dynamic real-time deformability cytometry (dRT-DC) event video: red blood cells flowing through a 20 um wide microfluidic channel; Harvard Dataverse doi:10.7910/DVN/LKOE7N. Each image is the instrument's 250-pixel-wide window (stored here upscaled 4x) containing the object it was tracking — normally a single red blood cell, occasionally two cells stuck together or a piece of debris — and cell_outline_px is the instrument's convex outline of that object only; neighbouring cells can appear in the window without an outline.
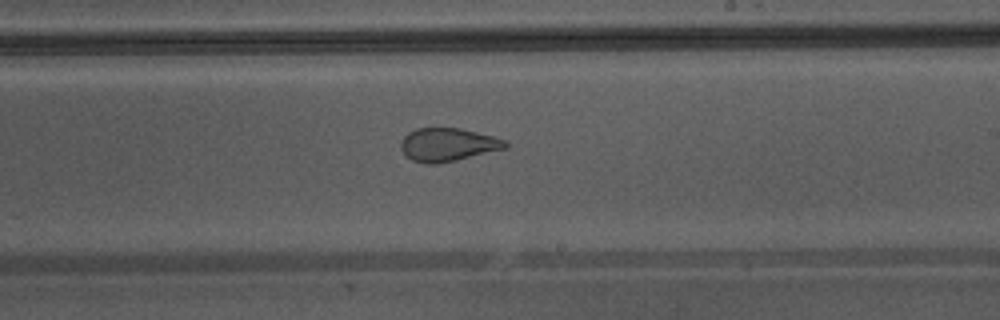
{"species": "Egyptian fruit bat (a non-hibernating species)", "species_latin": "Rousettus aegyptiacus", "temperature_condition": "warm", "stored_images_in_passage": 43, "camera_frame_rate_fps": 3000, "um_per_image_px": 0.085, "animal": {"sex": "male"}, "frame": {"image": 1, "passage_image": 25, "time_ms": 8.0, "image_size_px": [1000, 320], "cell_outline_px": [[508, 144], [504, 148], [456, 160], [436, 164], [428, 164], [412, 160], [400, 148], [400, 144], [404, 136], [408, 132], [416, 128], [460, 128], [508, 140]], "centroid_in_image_um": [38.04, 12.29], "position_along_channel_um": 251.0, "area_um2": 20.0}, "authors_computed_cell_mechanics": {"area_um2": 25.432, "velocity_mm_per_s": 4.3775, "shape_relaxation_time_tau1_ms": null, "shape_relaxation_time_tau2_ms": 0.9376, "deformation_change_tau1": null, "deformation_change_tau2": 0.0768}}